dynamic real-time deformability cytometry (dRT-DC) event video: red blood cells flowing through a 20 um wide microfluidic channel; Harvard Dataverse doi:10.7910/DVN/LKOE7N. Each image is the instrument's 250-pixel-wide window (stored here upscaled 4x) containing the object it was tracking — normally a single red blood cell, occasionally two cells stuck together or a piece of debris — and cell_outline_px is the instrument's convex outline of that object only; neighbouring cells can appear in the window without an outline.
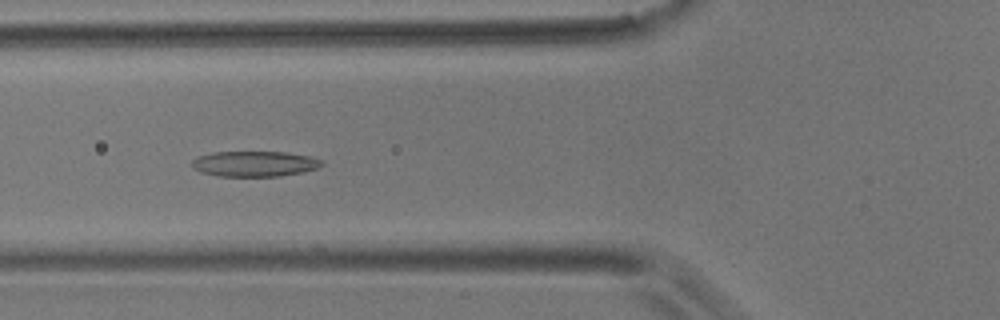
{"species": "common noctule bat (a hibernating species)", "species_latin": "Nyctalus noctula", "temperature_condition": "room temperature", "stored_images_in_passage": 54, "camera_frame_rate_fps": 3000, "um_per_image_px": 0.085, "animal": {"sex": "male", "body_mass_g": 17.9}, "frame": {"image": 1, "passage_image": 20, "time_ms": 6.333, "image_size_px": [1000, 320], "cell_outline_px": [[324, 164], [316, 168], [304, 172], [280, 176], [220, 176], [200, 172], [192, 168], [192, 160], [196, 156], [212, 152], [288, 152], [308, 156], [324, 160]], "centroid_in_image_um": [21.63, 13.92], "position_along_channel_um": 104.2, "area_um2": 19.42}}
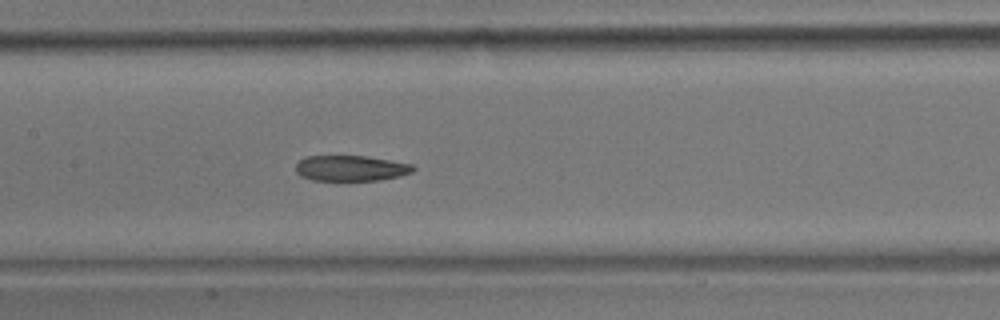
{"frame": {"image": 2, "passage_image": 26, "time_ms": 8.333, "image_size_px": [1000, 320], "cell_outline_px": [[416, 168], [412, 172], [400, 176], [380, 180], [312, 180], [300, 176], [296, 172], [296, 164], [300, 160], [308, 156], [364, 156], [412, 164]], "centroid_in_image_um": [29.82, 14.3], "position_along_channel_um": 177.6, "area_um2": 17.4}}
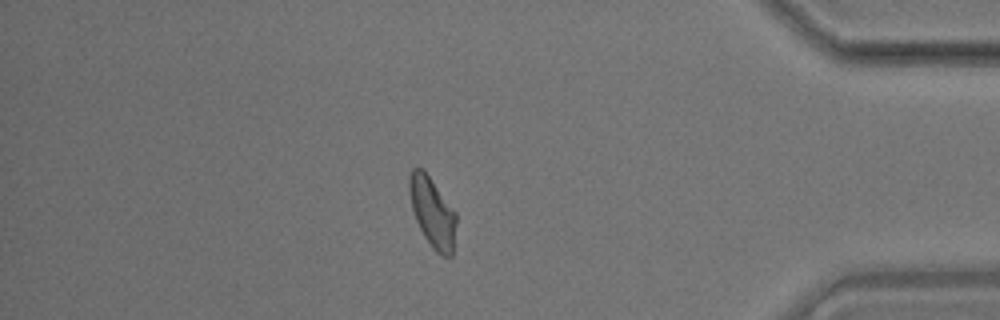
{"frame": {"image": 3, "passage_image": 47, "time_ms": 15.333, "image_size_px": [1000, 320], "cell_outline_px": [[456, 224], [452, 256], [444, 256], [436, 252], [432, 248], [424, 236], [416, 220], [412, 208], [408, 188], [408, 176], [412, 168], [424, 168], [456, 212]], "centroid_in_image_um": [36.75, 18.01], "position_along_channel_um": 398.5, "area_um2": 19.25}, "authors_computed_cell_mechanics": {"area_um2": 19.3919, "velocity_mm_per_s": 3.65, "shape_relaxation_time_tau1_ms": 9.2878, "shape_relaxation_time_tau2_ms": 2.47, "deformation_change_tau1": 0.1871, "deformation_change_tau2": 0.0899}}